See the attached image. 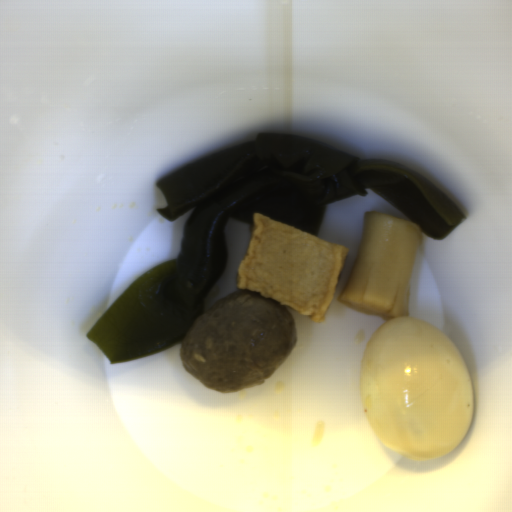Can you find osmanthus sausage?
Listing matches in <instances>:
<instances>
[{
	"label": "osmanthus sausage",
	"mask_w": 512,
	"mask_h": 512,
	"mask_svg": "<svg viewBox=\"0 0 512 512\" xmlns=\"http://www.w3.org/2000/svg\"><path fill=\"white\" fill-rule=\"evenodd\" d=\"M423 238L420 226L409 220L365 211L358 250L339 301L349 309L385 321L406 316Z\"/></svg>",
	"instance_id": "osmanthus-sausage-1"
}]
</instances>
